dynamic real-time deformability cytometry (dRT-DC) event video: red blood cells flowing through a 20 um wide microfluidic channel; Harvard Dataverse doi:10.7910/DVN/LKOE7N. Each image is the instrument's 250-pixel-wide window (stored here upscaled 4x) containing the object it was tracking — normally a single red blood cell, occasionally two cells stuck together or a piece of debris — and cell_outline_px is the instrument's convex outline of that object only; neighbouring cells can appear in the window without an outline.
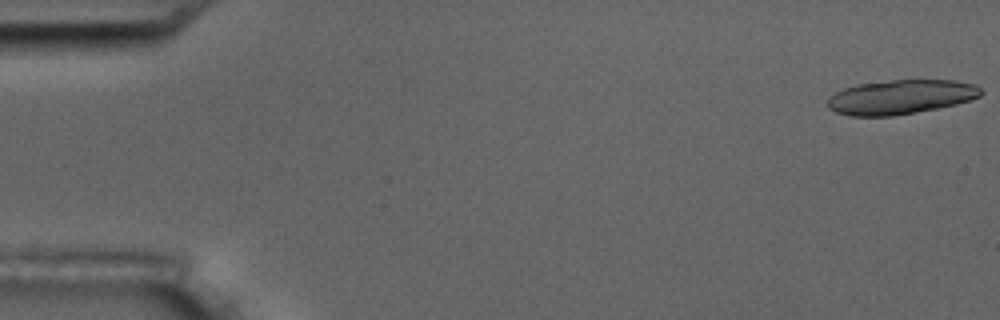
{"species": "common noctule bat (a hibernating species)", "species_latin": "Nyctalus noctula", "temperature_condition": "room temperature", "stored_images_in_passage": 10, "segment_of_instrument_passage": [1, 2], "camera_frame_rate_fps": 3000, "um_per_image_px": 0.085, "animal": {"sex": "male", "body_mass_g": 17.5, "forearm_length_mm": 52.3}, "frame": {"image": 1, "passage_image": 1, "time_ms": 0.0, "image_size_px": [1000, 320], "cell_outline_px": [[984, 92], [980, 96], [972, 100], [956, 104], [936, 108], [892, 116], [848, 116], [836, 112], [828, 108], [828, 100], [836, 92], [844, 88], [856, 84], [892, 80], [952, 80], [976, 84]], "centroid_in_image_um": [76.58, 8.24], "position_along_channel_um": 8.4, "area_um2": 30.69}}